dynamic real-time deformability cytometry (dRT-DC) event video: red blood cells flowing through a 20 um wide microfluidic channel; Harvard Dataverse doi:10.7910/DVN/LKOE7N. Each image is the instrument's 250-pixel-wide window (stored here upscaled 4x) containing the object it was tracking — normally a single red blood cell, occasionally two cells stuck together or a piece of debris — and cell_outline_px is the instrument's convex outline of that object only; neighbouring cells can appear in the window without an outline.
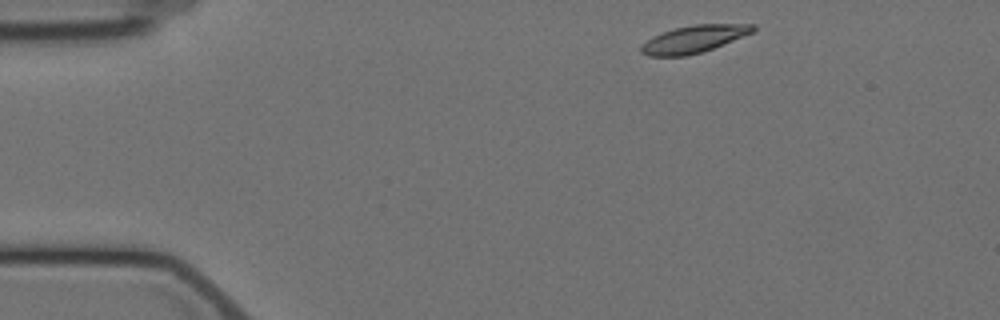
{"species": "Egyptian fruit bat (a non-hibernating species)", "species_latin": "Rousettus aegyptiacus", "temperature_condition": "cold", "stored_images_in_passage": 3, "camera_frame_rate_fps": 3000, "um_per_image_px": 0.085, "animal": {"sex": "female"}, "frame": {"image": 1, "passage_image": 1, "time_ms": 0.0, "image_size_px": [1000, 320], "cell_outline_px": [[756, 28], [752, 32], [712, 48], [700, 52], [684, 56], [648, 56], [640, 52], [640, 48], [652, 36], [676, 28], [696, 24], [756, 24]], "centroid_in_image_um": [58.96, 3.32], "position_along_channel_um": 26.0, "area_um2": 17.34}}
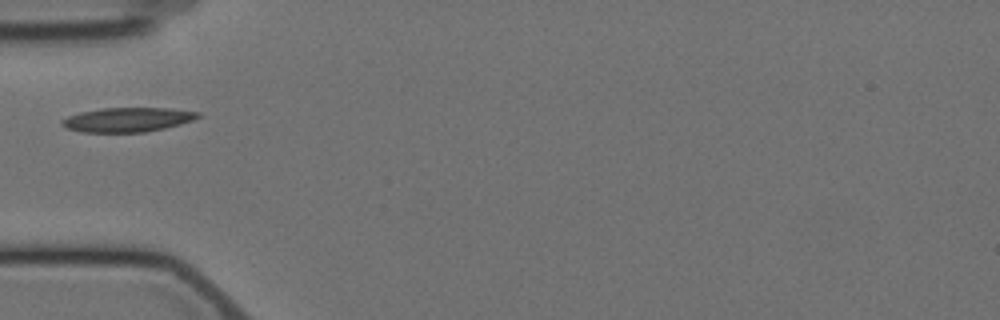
{"frame": {"image": 2, "passage_image": 3, "time_ms": 3.333, "image_size_px": [1000, 320], "cell_outline_px": [[200, 116], [192, 120], [180, 124], [164, 128], [144, 132], [80, 132], [64, 128], [60, 124], [60, 120], [68, 116], [80, 112], [104, 108], [168, 108], [200, 112]], "centroid_in_image_um": [10.79, 10.17], "position_along_channel_um": 74.2, "area_um2": 19.31}}